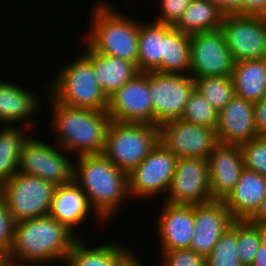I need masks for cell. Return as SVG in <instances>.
Instances as JSON below:
<instances>
[{"label":"cell","mask_w":266,"mask_h":266,"mask_svg":"<svg viewBox=\"0 0 266 266\" xmlns=\"http://www.w3.org/2000/svg\"><path fill=\"white\" fill-rule=\"evenodd\" d=\"M78 237L50 215L14 223L13 244L6 256L16 266L64 264ZM54 261V262H53Z\"/></svg>","instance_id":"1"},{"label":"cell","mask_w":266,"mask_h":266,"mask_svg":"<svg viewBox=\"0 0 266 266\" xmlns=\"http://www.w3.org/2000/svg\"><path fill=\"white\" fill-rule=\"evenodd\" d=\"M74 182L87 195L100 223L109 222L130 198L128 173L117 168L102 153L76 158Z\"/></svg>","instance_id":"2"},{"label":"cell","mask_w":266,"mask_h":266,"mask_svg":"<svg viewBox=\"0 0 266 266\" xmlns=\"http://www.w3.org/2000/svg\"><path fill=\"white\" fill-rule=\"evenodd\" d=\"M53 112L51 127L58 146L69 154H101L105 147L107 128L111 122L106 110L76 108L56 102L48 95ZM71 151V152H70Z\"/></svg>","instance_id":"3"},{"label":"cell","mask_w":266,"mask_h":266,"mask_svg":"<svg viewBox=\"0 0 266 266\" xmlns=\"http://www.w3.org/2000/svg\"><path fill=\"white\" fill-rule=\"evenodd\" d=\"M94 5L91 27L83 42L97 53L120 57L137 66L139 20L115 10L108 0L97 1Z\"/></svg>","instance_id":"4"},{"label":"cell","mask_w":266,"mask_h":266,"mask_svg":"<svg viewBox=\"0 0 266 266\" xmlns=\"http://www.w3.org/2000/svg\"><path fill=\"white\" fill-rule=\"evenodd\" d=\"M75 56L58 69L45 92L66 106L107 110L108 98L97 83L91 60L83 52Z\"/></svg>","instance_id":"5"},{"label":"cell","mask_w":266,"mask_h":266,"mask_svg":"<svg viewBox=\"0 0 266 266\" xmlns=\"http://www.w3.org/2000/svg\"><path fill=\"white\" fill-rule=\"evenodd\" d=\"M159 142L158 126L110 122L103 155L117 168L130 173Z\"/></svg>","instance_id":"6"},{"label":"cell","mask_w":266,"mask_h":266,"mask_svg":"<svg viewBox=\"0 0 266 266\" xmlns=\"http://www.w3.org/2000/svg\"><path fill=\"white\" fill-rule=\"evenodd\" d=\"M56 185L37 176L17 172L0 186L13 221L49 215Z\"/></svg>","instance_id":"7"},{"label":"cell","mask_w":266,"mask_h":266,"mask_svg":"<svg viewBox=\"0 0 266 266\" xmlns=\"http://www.w3.org/2000/svg\"><path fill=\"white\" fill-rule=\"evenodd\" d=\"M34 137L29 134L23 142L18 171L37 176L56 186L73 182L74 162L67 156L68 152Z\"/></svg>","instance_id":"8"},{"label":"cell","mask_w":266,"mask_h":266,"mask_svg":"<svg viewBox=\"0 0 266 266\" xmlns=\"http://www.w3.org/2000/svg\"><path fill=\"white\" fill-rule=\"evenodd\" d=\"M195 89L191 75L149 72V90L153 105V125L181 118Z\"/></svg>","instance_id":"9"},{"label":"cell","mask_w":266,"mask_h":266,"mask_svg":"<svg viewBox=\"0 0 266 266\" xmlns=\"http://www.w3.org/2000/svg\"><path fill=\"white\" fill-rule=\"evenodd\" d=\"M176 162L177 158L158 142L148 156L128 174L131 199L150 200L159 194L167 195Z\"/></svg>","instance_id":"10"},{"label":"cell","mask_w":266,"mask_h":266,"mask_svg":"<svg viewBox=\"0 0 266 266\" xmlns=\"http://www.w3.org/2000/svg\"><path fill=\"white\" fill-rule=\"evenodd\" d=\"M159 142L177 159H208L219 144L214 128L192 124L182 119L171 120L158 126Z\"/></svg>","instance_id":"11"},{"label":"cell","mask_w":266,"mask_h":266,"mask_svg":"<svg viewBox=\"0 0 266 266\" xmlns=\"http://www.w3.org/2000/svg\"><path fill=\"white\" fill-rule=\"evenodd\" d=\"M235 62L266 58V17L224 15L220 28Z\"/></svg>","instance_id":"12"},{"label":"cell","mask_w":266,"mask_h":266,"mask_svg":"<svg viewBox=\"0 0 266 266\" xmlns=\"http://www.w3.org/2000/svg\"><path fill=\"white\" fill-rule=\"evenodd\" d=\"M190 75L232 76L235 61L221 29L190 35Z\"/></svg>","instance_id":"13"},{"label":"cell","mask_w":266,"mask_h":266,"mask_svg":"<svg viewBox=\"0 0 266 266\" xmlns=\"http://www.w3.org/2000/svg\"><path fill=\"white\" fill-rule=\"evenodd\" d=\"M165 202L196 205L213 200L209 183V162L205 158H179Z\"/></svg>","instance_id":"14"},{"label":"cell","mask_w":266,"mask_h":266,"mask_svg":"<svg viewBox=\"0 0 266 266\" xmlns=\"http://www.w3.org/2000/svg\"><path fill=\"white\" fill-rule=\"evenodd\" d=\"M107 113L112 121L153 125L149 72H140L108 98Z\"/></svg>","instance_id":"15"},{"label":"cell","mask_w":266,"mask_h":266,"mask_svg":"<svg viewBox=\"0 0 266 266\" xmlns=\"http://www.w3.org/2000/svg\"><path fill=\"white\" fill-rule=\"evenodd\" d=\"M194 221L191 249L207 257L235 219L223 200H212L194 205Z\"/></svg>","instance_id":"16"},{"label":"cell","mask_w":266,"mask_h":266,"mask_svg":"<svg viewBox=\"0 0 266 266\" xmlns=\"http://www.w3.org/2000/svg\"><path fill=\"white\" fill-rule=\"evenodd\" d=\"M156 223L161 251L191 248L194 205L162 203Z\"/></svg>","instance_id":"17"},{"label":"cell","mask_w":266,"mask_h":266,"mask_svg":"<svg viewBox=\"0 0 266 266\" xmlns=\"http://www.w3.org/2000/svg\"><path fill=\"white\" fill-rule=\"evenodd\" d=\"M216 131L221 144L242 145L257 138L255 104L235 96L218 112Z\"/></svg>","instance_id":"18"},{"label":"cell","mask_w":266,"mask_h":266,"mask_svg":"<svg viewBox=\"0 0 266 266\" xmlns=\"http://www.w3.org/2000/svg\"><path fill=\"white\" fill-rule=\"evenodd\" d=\"M208 162L211 196L213 200H224L236 186L244 168L241 146L219 143Z\"/></svg>","instance_id":"19"},{"label":"cell","mask_w":266,"mask_h":266,"mask_svg":"<svg viewBox=\"0 0 266 266\" xmlns=\"http://www.w3.org/2000/svg\"><path fill=\"white\" fill-rule=\"evenodd\" d=\"M34 94L20 85L0 80V124L18 126L20 123L23 128L35 130L31 119L42 104L41 98Z\"/></svg>","instance_id":"20"},{"label":"cell","mask_w":266,"mask_h":266,"mask_svg":"<svg viewBox=\"0 0 266 266\" xmlns=\"http://www.w3.org/2000/svg\"><path fill=\"white\" fill-rule=\"evenodd\" d=\"M91 209L87 195L73 181L68 184L56 186L49 215L65 225L80 238L77 233V227L78 225L82 227L80 225L86 219H89L88 217H90L89 214L91 211L92 214H96Z\"/></svg>","instance_id":"21"},{"label":"cell","mask_w":266,"mask_h":266,"mask_svg":"<svg viewBox=\"0 0 266 266\" xmlns=\"http://www.w3.org/2000/svg\"><path fill=\"white\" fill-rule=\"evenodd\" d=\"M266 197V177L243 168L233 190L223 200L235 220H248Z\"/></svg>","instance_id":"22"},{"label":"cell","mask_w":266,"mask_h":266,"mask_svg":"<svg viewBox=\"0 0 266 266\" xmlns=\"http://www.w3.org/2000/svg\"><path fill=\"white\" fill-rule=\"evenodd\" d=\"M128 248L116 241L90 248L81 236L74 242L63 266H126L136 256Z\"/></svg>","instance_id":"23"},{"label":"cell","mask_w":266,"mask_h":266,"mask_svg":"<svg viewBox=\"0 0 266 266\" xmlns=\"http://www.w3.org/2000/svg\"><path fill=\"white\" fill-rule=\"evenodd\" d=\"M84 47L82 52L91 60L97 83L107 98L140 73L133 62L97 53L86 43Z\"/></svg>","instance_id":"24"},{"label":"cell","mask_w":266,"mask_h":266,"mask_svg":"<svg viewBox=\"0 0 266 266\" xmlns=\"http://www.w3.org/2000/svg\"><path fill=\"white\" fill-rule=\"evenodd\" d=\"M231 77L236 96L260 101L266 95V58L235 62Z\"/></svg>","instance_id":"25"},{"label":"cell","mask_w":266,"mask_h":266,"mask_svg":"<svg viewBox=\"0 0 266 266\" xmlns=\"http://www.w3.org/2000/svg\"><path fill=\"white\" fill-rule=\"evenodd\" d=\"M190 70V35L175 26L164 24V55L161 65L155 71L190 75Z\"/></svg>","instance_id":"26"},{"label":"cell","mask_w":266,"mask_h":266,"mask_svg":"<svg viewBox=\"0 0 266 266\" xmlns=\"http://www.w3.org/2000/svg\"><path fill=\"white\" fill-rule=\"evenodd\" d=\"M139 20L137 68L139 72L155 71L164 55V24Z\"/></svg>","instance_id":"27"},{"label":"cell","mask_w":266,"mask_h":266,"mask_svg":"<svg viewBox=\"0 0 266 266\" xmlns=\"http://www.w3.org/2000/svg\"><path fill=\"white\" fill-rule=\"evenodd\" d=\"M223 18V13L211 0H193L175 27L193 35L220 29Z\"/></svg>","instance_id":"28"},{"label":"cell","mask_w":266,"mask_h":266,"mask_svg":"<svg viewBox=\"0 0 266 266\" xmlns=\"http://www.w3.org/2000/svg\"><path fill=\"white\" fill-rule=\"evenodd\" d=\"M20 127L3 125L0 130V186L18 172L21 148L30 132Z\"/></svg>","instance_id":"29"},{"label":"cell","mask_w":266,"mask_h":266,"mask_svg":"<svg viewBox=\"0 0 266 266\" xmlns=\"http://www.w3.org/2000/svg\"><path fill=\"white\" fill-rule=\"evenodd\" d=\"M195 89L219 112L235 96L231 76H206L195 78Z\"/></svg>","instance_id":"30"},{"label":"cell","mask_w":266,"mask_h":266,"mask_svg":"<svg viewBox=\"0 0 266 266\" xmlns=\"http://www.w3.org/2000/svg\"><path fill=\"white\" fill-rule=\"evenodd\" d=\"M206 266H243L237 248V220L219 238L206 257Z\"/></svg>","instance_id":"31"},{"label":"cell","mask_w":266,"mask_h":266,"mask_svg":"<svg viewBox=\"0 0 266 266\" xmlns=\"http://www.w3.org/2000/svg\"><path fill=\"white\" fill-rule=\"evenodd\" d=\"M183 121L216 129L218 111L196 89L191 93L181 115Z\"/></svg>","instance_id":"32"},{"label":"cell","mask_w":266,"mask_h":266,"mask_svg":"<svg viewBox=\"0 0 266 266\" xmlns=\"http://www.w3.org/2000/svg\"><path fill=\"white\" fill-rule=\"evenodd\" d=\"M261 244L258 228L248 220H237V248L243 266H250Z\"/></svg>","instance_id":"33"},{"label":"cell","mask_w":266,"mask_h":266,"mask_svg":"<svg viewBox=\"0 0 266 266\" xmlns=\"http://www.w3.org/2000/svg\"><path fill=\"white\" fill-rule=\"evenodd\" d=\"M240 146L244 167L266 177V137L254 138Z\"/></svg>","instance_id":"34"},{"label":"cell","mask_w":266,"mask_h":266,"mask_svg":"<svg viewBox=\"0 0 266 266\" xmlns=\"http://www.w3.org/2000/svg\"><path fill=\"white\" fill-rule=\"evenodd\" d=\"M159 252L162 266H206V257L191 248Z\"/></svg>","instance_id":"35"},{"label":"cell","mask_w":266,"mask_h":266,"mask_svg":"<svg viewBox=\"0 0 266 266\" xmlns=\"http://www.w3.org/2000/svg\"><path fill=\"white\" fill-rule=\"evenodd\" d=\"M193 0H160L158 15L154 21L175 26L181 19L183 12Z\"/></svg>","instance_id":"36"},{"label":"cell","mask_w":266,"mask_h":266,"mask_svg":"<svg viewBox=\"0 0 266 266\" xmlns=\"http://www.w3.org/2000/svg\"><path fill=\"white\" fill-rule=\"evenodd\" d=\"M14 221L0 196V250L7 256L13 244Z\"/></svg>","instance_id":"37"},{"label":"cell","mask_w":266,"mask_h":266,"mask_svg":"<svg viewBox=\"0 0 266 266\" xmlns=\"http://www.w3.org/2000/svg\"><path fill=\"white\" fill-rule=\"evenodd\" d=\"M255 104V124L258 137H266V95Z\"/></svg>","instance_id":"38"},{"label":"cell","mask_w":266,"mask_h":266,"mask_svg":"<svg viewBox=\"0 0 266 266\" xmlns=\"http://www.w3.org/2000/svg\"><path fill=\"white\" fill-rule=\"evenodd\" d=\"M223 15L242 14L243 0H211Z\"/></svg>","instance_id":"39"},{"label":"cell","mask_w":266,"mask_h":266,"mask_svg":"<svg viewBox=\"0 0 266 266\" xmlns=\"http://www.w3.org/2000/svg\"><path fill=\"white\" fill-rule=\"evenodd\" d=\"M243 15L266 17V0H243Z\"/></svg>","instance_id":"40"},{"label":"cell","mask_w":266,"mask_h":266,"mask_svg":"<svg viewBox=\"0 0 266 266\" xmlns=\"http://www.w3.org/2000/svg\"><path fill=\"white\" fill-rule=\"evenodd\" d=\"M250 223H262L266 222V197L262 200L259 208L248 219Z\"/></svg>","instance_id":"41"},{"label":"cell","mask_w":266,"mask_h":266,"mask_svg":"<svg viewBox=\"0 0 266 266\" xmlns=\"http://www.w3.org/2000/svg\"><path fill=\"white\" fill-rule=\"evenodd\" d=\"M250 266H266V245L260 244L257 254Z\"/></svg>","instance_id":"42"},{"label":"cell","mask_w":266,"mask_h":266,"mask_svg":"<svg viewBox=\"0 0 266 266\" xmlns=\"http://www.w3.org/2000/svg\"><path fill=\"white\" fill-rule=\"evenodd\" d=\"M252 224H254L259 230L261 243L266 245V222Z\"/></svg>","instance_id":"43"},{"label":"cell","mask_w":266,"mask_h":266,"mask_svg":"<svg viewBox=\"0 0 266 266\" xmlns=\"http://www.w3.org/2000/svg\"><path fill=\"white\" fill-rule=\"evenodd\" d=\"M141 261L142 259L140 260L139 257L136 258L135 256L126 266H145Z\"/></svg>","instance_id":"44"},{"label":"cell","mask_w":266,"mask_h":266,"mask_svg":"<svg viewBox=\"0 0 266 266\" xmlns=\"http://www.w3.org/2000/svg\"><path fill=\"white\" fill-rule=\"evenodd\" d=\"M6 263V255L0 250V266H4Z\"/></svg>","instance_id":"45"},{"label":"cell","mask_w":266,"mask_h":266,"mask_svg":"<svg viewBox=\"0 0 266 266\" xmlns=\"http://www.w3.org/2000/svg\"><path fill=\"white\" fill-rule=\"evenodd\" d=\"M4 266H16V265H12V264L6 263Z\"/></svg>","instance_id":"46"}]
</instances>
